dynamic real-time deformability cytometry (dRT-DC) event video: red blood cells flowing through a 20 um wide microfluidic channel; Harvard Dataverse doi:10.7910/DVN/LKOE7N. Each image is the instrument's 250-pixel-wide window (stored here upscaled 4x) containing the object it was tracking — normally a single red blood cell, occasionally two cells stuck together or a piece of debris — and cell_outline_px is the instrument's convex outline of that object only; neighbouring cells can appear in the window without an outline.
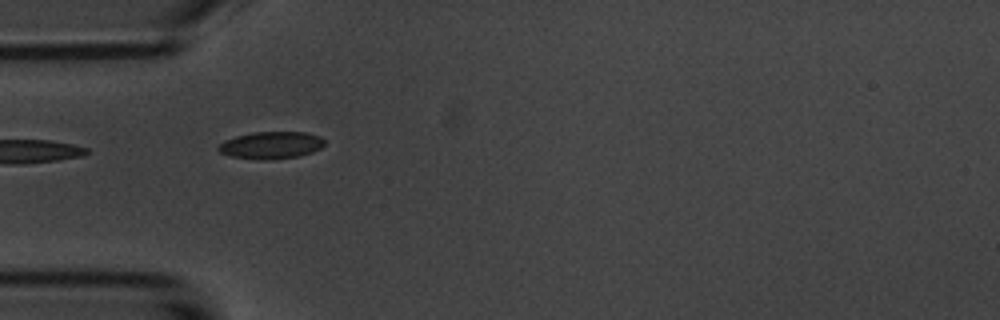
{"species": "common noctule bat (a hibernating species)", "species_latin": "Nyctalus noctula", "temperature_condition": "room temperature", "stored_images_in_passage": 6, "camera_frame_rate_fps": 3000, "um_per_image_px": 0.085, "animal": {"sex": "male", "body_mass_g": 20.1, "forearm_length_mm": 53.5}, "frame": {"image": 1, "passage_image": 5, "time_ms": 4.667, "image_size_px": [1000, 320], "cell_outline_px": [[324, 144], [320, 148], [312, 152], [300, 156], [268, 160], [260, 160], [232, 156], [220, 152], [216, 148], [224, 140], [236, 136], [252, 132], [304, 132], [320, 136], [324, 140]], "centroid_in_image_um": [23.04, 12.34], "position_along_channel_um": 62.0, "area_um2": 16.82}}